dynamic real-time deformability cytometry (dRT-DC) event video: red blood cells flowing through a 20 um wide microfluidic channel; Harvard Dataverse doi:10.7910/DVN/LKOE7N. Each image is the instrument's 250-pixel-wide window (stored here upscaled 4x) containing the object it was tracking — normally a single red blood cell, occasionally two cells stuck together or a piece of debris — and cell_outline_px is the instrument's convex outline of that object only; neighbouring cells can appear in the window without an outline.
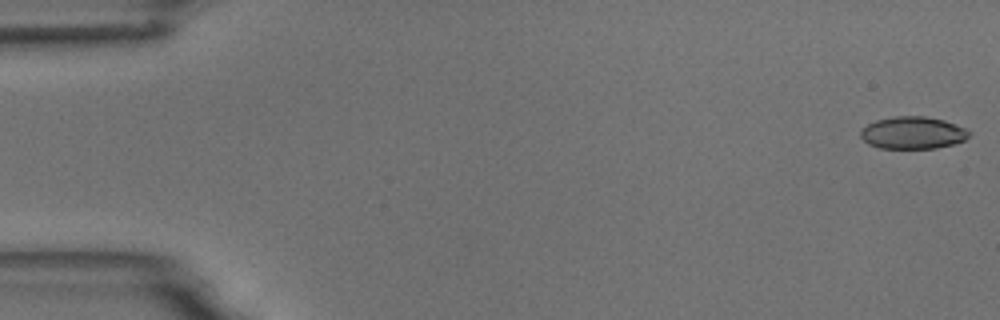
{"species": "common noctule bat (a hibernating species)", "species_latin": "Nyctalus noctula", "temperature_condition": "room temperature", "stored_images_in_passage": 5, "camera_frame_rate_fps": 3000, "um_per_image_px": 0.085, "animal": {"sex": "male", "body_mass_g": 18.8}, "frame": {"image": 1, "passage_image": 1, "time_ms": 0.0, "image_size_px": [1000, 320], "cell_outline_px": [[972, 132], [964, 140], [952, 144], [936, 148], [880, 148], [868, 144], [860, 136], [860, 132], [868, 124], [876, 120], [896, 116], [924, 116], [944, 120], [968, 128]], "centroid_in_image_um": [77.62, 11.28], "position_along_channel_um": 7.4, "area_um2": 20.4}}
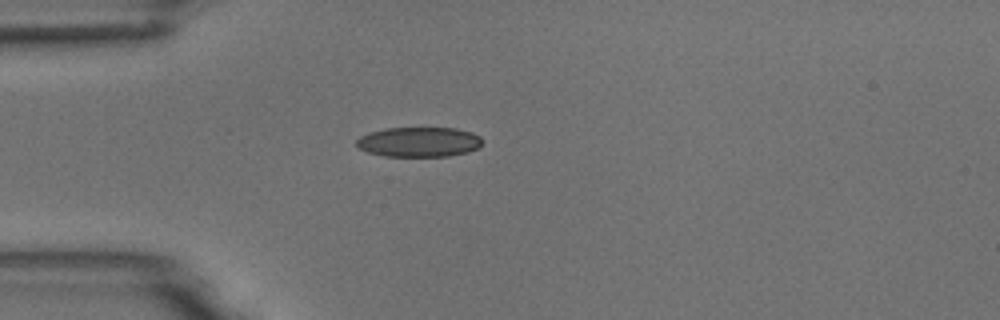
{"frame": {"image": 2, "passage_image": 5, "time_ms": 4.667, "image_size_px": [1000, 320], "cell_outline_px": [[484, 140], [476, 148], [468, 152], [448, 156], [384, 156], [368, 152], [356, 148], [356, 140], [360, 136], [368, 132], [384, 128], [456, 128], [472, 132], [480, 136]], "centroid_in_image_um": [35.58, 12.06], "position_along_channel_um": 49.4, "area_um2": 22.08}}